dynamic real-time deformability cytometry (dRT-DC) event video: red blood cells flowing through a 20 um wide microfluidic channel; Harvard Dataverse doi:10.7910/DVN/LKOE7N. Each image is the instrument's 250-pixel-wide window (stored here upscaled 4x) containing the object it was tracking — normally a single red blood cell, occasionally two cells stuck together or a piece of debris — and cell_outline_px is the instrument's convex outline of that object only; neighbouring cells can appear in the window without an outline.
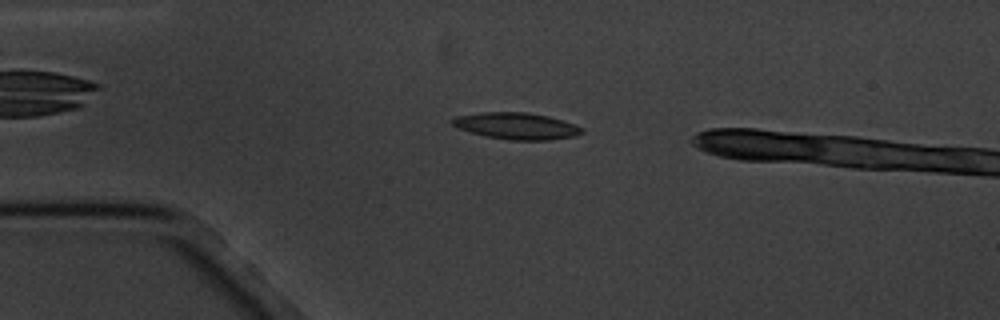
{"species": "common noctule bat (a hibernating species)", "species_latin": "Nyctalus noctula", "temperature_condition": "cold", "stored_images_in_passage": 6, "segment_of_instrument_passage": [1, 2], "camera_frame_rate_fps": 3000, "um_per_image_px": 0.085, "animal": {"sex": "male", "body_mass_g": 20.1, "forearm_length_mm": 53.5}, "frame": {"image": 1, "passage_image": 2, "time_ms": 1.0, "image_size_px": [1000, 320], "cell_outline_px": [[584, 132], [572, 136], [548, 140], [508, 140], [488, 136], [472, 132], [460, 128], [452, 124], [448, 120], [456, 116], [480, 112], [528, 112], [548, 116], [564, 120], [584, 128]], "centroid_in_image_um": [43.91, 10.69], "position_along_channel_um": 41.1, "area_um2": 20.06}}
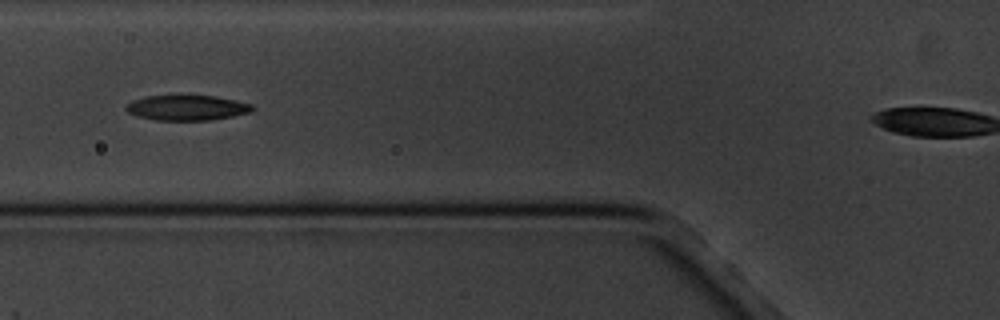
{"frame": {"image": 2, "passage_image": 4, "time_ms": 3.667, "image_size_px": [1000, 320], "cell_outline_px": [[256, 108], [252, 112], [212, 120], [152, 120], [136, 116], [128, 112], [124, 108], [124, 104], [132, 100], [148, 96], [180, 92], [216, 96], [236, 100], [252, 104]], "centroid_in_image_um": [15.86, 9.11], "position_along_channel_um": 109.9, "area_um2": 19.71}}
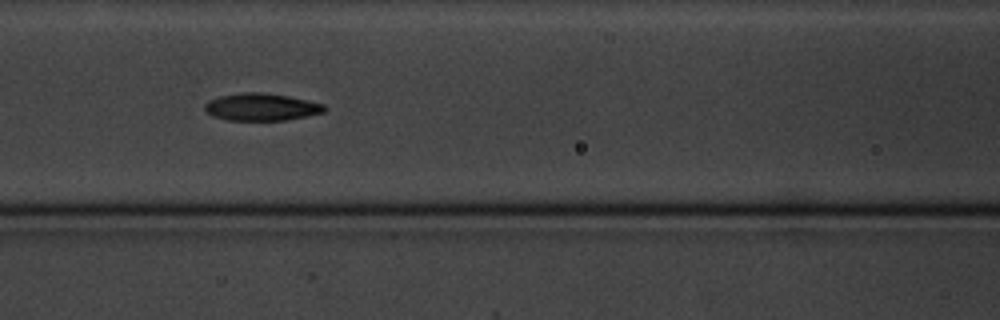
{"frame": {"image": 3, "passage_image": 5, "time_ms": 4.667, "image_size_px": [1000, 320], "cell_outline_px": [[328, 108], [324, 112], [308, 116], [284, 120], [228, 120], [212, 116], [204, 108], [204, 104], [208, 100], [220, 96], [248, 92], [260, 92], [288, 96], [324, 104]], "centroid_in_image_um": [22.23, 9.1], "position_along_channel_um": 144.4, "area_um2": 18.96}}